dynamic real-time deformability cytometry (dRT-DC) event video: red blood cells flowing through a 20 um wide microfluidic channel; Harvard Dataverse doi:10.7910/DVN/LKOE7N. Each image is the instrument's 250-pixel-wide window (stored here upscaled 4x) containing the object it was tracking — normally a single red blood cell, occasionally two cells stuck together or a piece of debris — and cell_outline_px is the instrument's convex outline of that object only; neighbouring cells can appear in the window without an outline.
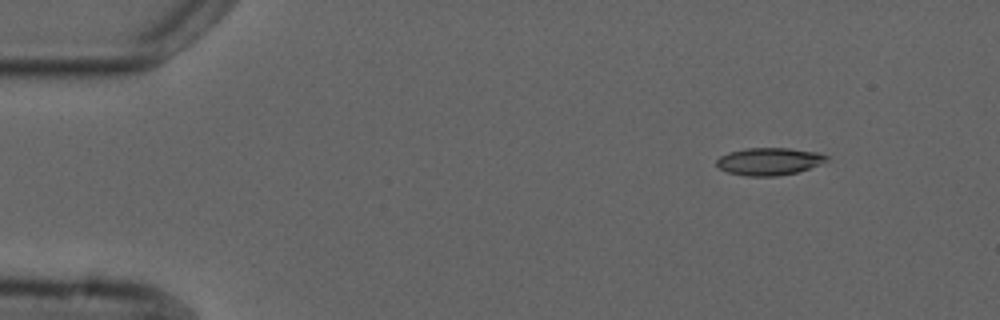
{"species": "common noctule bat (a hibernating species)", "species_latin": "Nyctalus noctula", "temperature_condition": "cold", "stored_images_in_passage": 5, "camera_frame_rate_fps": 3000, "um_per_image_px": 0.085, "animal": {"sex": "male", "forearm_length_mm": 52.5}, "frame": {"image": 1, "passage_image": 2, "time_ms": 2.0, "image_size_px": [1000, 320], "cell_outline_px": [[828, 160], [820, 164], [796, 172], [776, 176], [744, 176], [728, 172], [720, 168], [716, 164], [716, 160], [720, 156], [728, 152], [748, 148], [788, 148], [820, 152], [828, 156]], "centroid_in_image_um": [65.37, 13.71], "position_along_channel_um": 19.6, "area_um2": 17.57}}
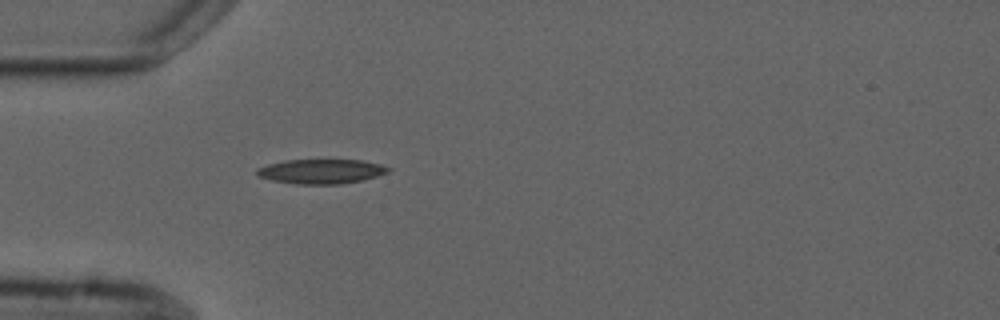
{"frame": {"image": 2, "passage_image": 5, "time_ms": 5.333, "image_size_px": [1000, 320], "cell_outline_px": [[392, 168], [388, 172], [364, 180], [340, 184], [296, 184], [272, 180], [256, 176], [256, 168], [268, 164], [284, 160], [360, 160], [380, 164]], "centroid_in_image_um": [27.28, 14.57], "position_along_channel_um": 57.7, "area_um2": 18.84}}